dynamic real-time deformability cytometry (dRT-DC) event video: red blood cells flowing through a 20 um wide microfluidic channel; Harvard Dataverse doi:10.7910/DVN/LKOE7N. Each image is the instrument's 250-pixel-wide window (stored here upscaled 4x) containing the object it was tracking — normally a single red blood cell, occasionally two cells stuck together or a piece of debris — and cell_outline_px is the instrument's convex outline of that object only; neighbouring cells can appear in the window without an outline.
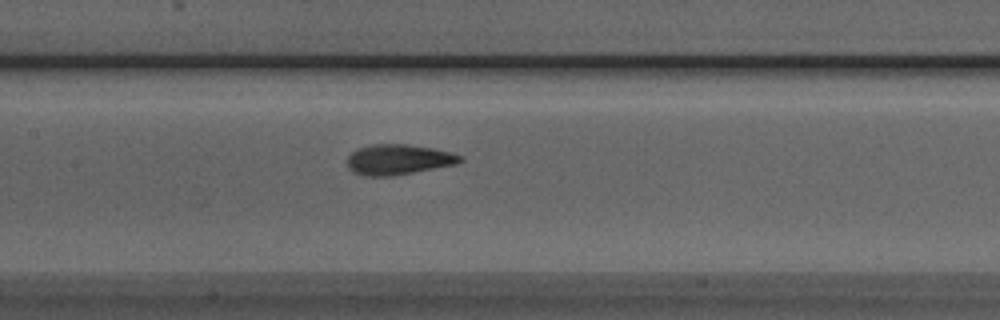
{"species": "Egyptian fruit bat (a non-hibernating species)", "species_latin": "Rousettus aegyptiacus", "temperature_condition": "room temperature", "stored_images_in_passage": 37, "camera_frame_rate_fps": 3000, "um_per_image_px": 0.085, "animal": {"sex": "male"}, "frame": {"image": 1, "passage_image": 13, "time_ms": 4.0, "image_size_px": [1000, 320], "cell_outline_px": [[464, 160], [456, 164], [392, 176], [364, 176], [352, 172], [348, 168], [348, 156], [356, 148], [372, 144], [408, 144], [432, 148], [452, 152], [464, 156]], "centroid_in_image_um": [33.86, 13.55], "position_along_channel_um": 173.5, "area_um2": 20.11}}
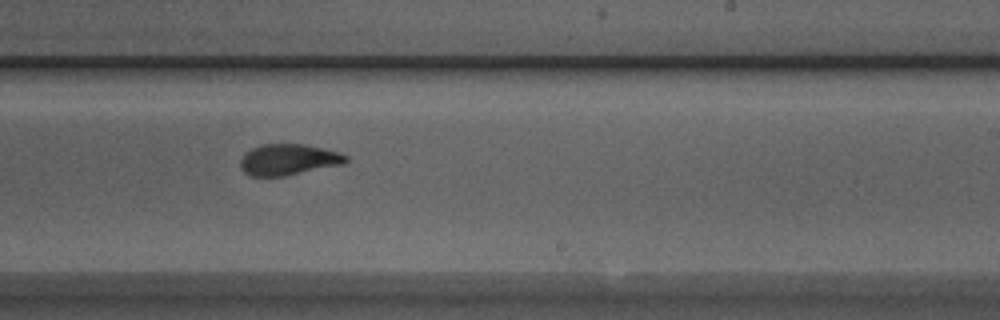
{"frame": {"image": 2, "passage_image": 20, "time_ms": 6.333, "image_size_px": [1000, 320], "cell_outline_px": [[348, 160], [344, 164], [284, 176], [252, 176], [244, 172], [240, 168], [240, 160], [244, 152], [260, 144], [304, 144], [336, 152], [348, 156]], "centroid_in_image_um": [24.47, 13.57], "position_along_channel_um": 264.5, "area_um2": 19.07}}
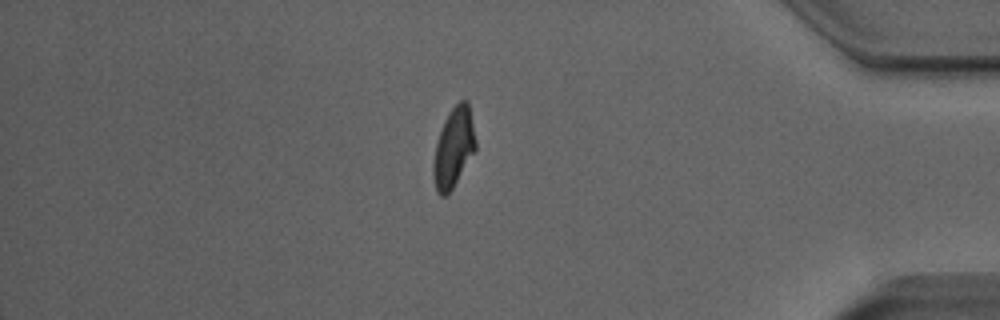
{"frame": {"image": 3, "passage_image": 33, "time_ms": 10.667, "image_size_px": [1000, 320], "cell_outline_px": [[476, 148], [452, 188], [444, 196], [440, 196], [436, 192], [432, 172], [432, 164], [436, 144], [444, 120], [452, 108], [460, 100], [468, 100], [476, 140]], "centroid_in_image_um": [38.54, 12.54], "position_along_channel_um": 396.7, "area_um2": 19.36}, "authors_computed_cell_mechanics": {"area_um2": 19.7098, "velocity_mm_per_s": 3.9157, "shape_relaxation_time_tau1_ms": 4.3463, "shape_relaxation_time_tau2_ms": 1.1995, "deformation_change_tau1": 0.1588, "deformation_change_tau2": 0.0795}}